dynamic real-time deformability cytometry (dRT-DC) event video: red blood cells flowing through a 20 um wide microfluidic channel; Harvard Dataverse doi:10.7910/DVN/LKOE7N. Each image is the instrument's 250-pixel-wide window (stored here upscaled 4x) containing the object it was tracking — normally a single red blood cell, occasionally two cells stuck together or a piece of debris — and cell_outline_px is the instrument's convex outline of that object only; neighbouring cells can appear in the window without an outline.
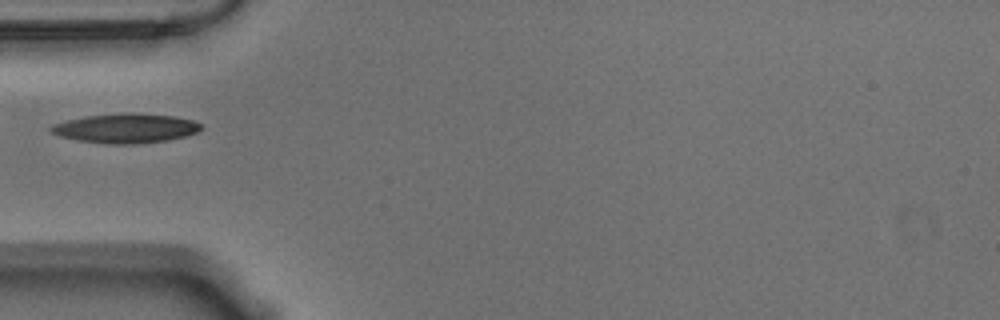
{"species": "Egyptian fruit bat (a non-hibernating species)", "species_latin": "Rousettus aegyptiacus", "temperature_condition": "warm", "stored_images_in_passage": 34, "camera_frame_rate_fps": 3000, "um_per_image_px": 0.085, "animal": {"sex": "male"}, "frame": {"image": 1, "passage_image": 1, "time_ms": 0.0, "image_size_px": [1000, 320], "cell_outline_px": [[204, 128], [196, 132], [184, 136], [168, 140], [136, 144], [108, 144], [80, 140], [60, 136], [52, 132], [48, 128], [52, 124], [84, 116], [120, 112], [124, 112], [172, 116], [192, 120], [200, 124]], "centroid_in_image_um": [10.67, 10.9], "position_along_channel_um": 74.3, "area_um2": 25.66}}
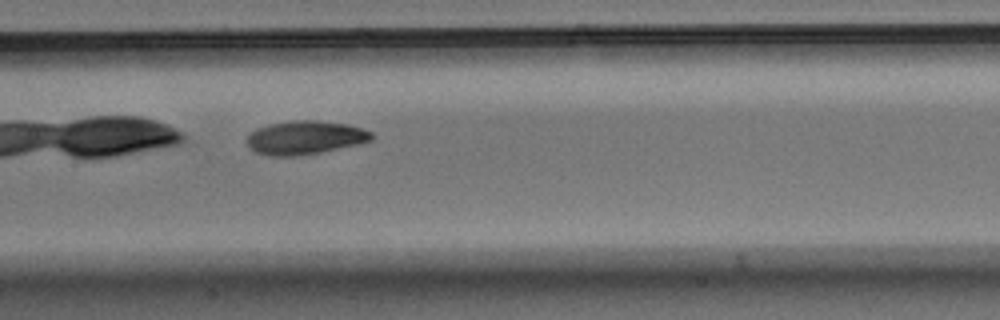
{"frame": {"image": 2, "passage_image": 10, "time_ms": 3.0, "image_size_px": [1000, 320], "cell_outline_px": [[372, 140], [356, 144], [320, 152], [296, 156], [268, 156], [256, 152], [248, 144], [248, 136], [256, 128], [268, 124], [292, 120], [316, 120], [348, 124], [372, 132]], "centroid_in_image_um": [25.91, 11.68], "position_along_channel_um": 181.5, "area_um2": 24.16}}
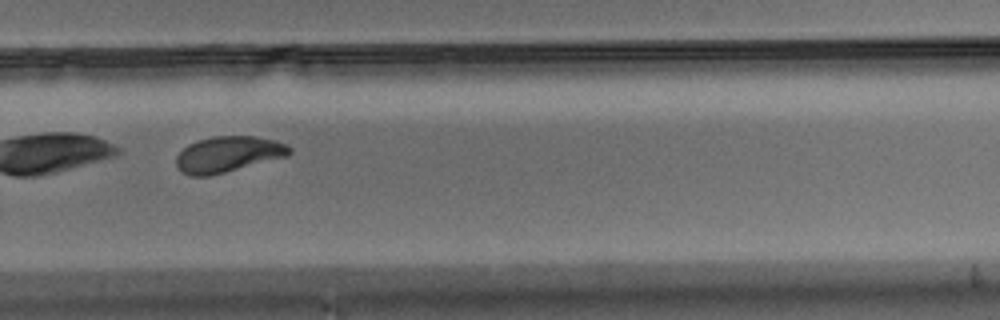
{"frame": {"image": 3, "passage_image": 21, "time_ms": 6.667, "image_size_px": [1000, 320], "cell_outline_px": [[292, 152], [288, 156], [208, 176], [192, 176], [180, 172], [176, 164], [176, 156], [188, 144], [212, 136], [256, 136], [276, 140], [288, 144], [292, 148]], "centroid_in_image_um": [19.41, 13.1], "position_along_channel_um": 310.4, "area_um2": 23.7}}